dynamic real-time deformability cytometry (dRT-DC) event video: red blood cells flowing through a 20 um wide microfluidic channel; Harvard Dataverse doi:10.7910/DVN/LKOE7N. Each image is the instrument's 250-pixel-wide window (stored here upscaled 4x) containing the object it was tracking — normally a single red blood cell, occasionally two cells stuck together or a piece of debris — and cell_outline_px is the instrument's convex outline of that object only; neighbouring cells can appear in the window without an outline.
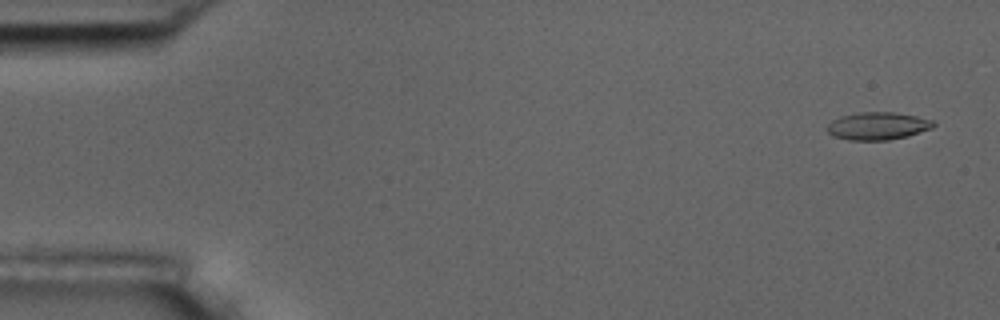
{"species": "common noctule bat (a hibernating species)", "species_latin": "Nyctalus noctula", "temperature_condition": "room temperature", "stored_images_in_passage": 56, "camera_frame_rate_fps": 3000, "um_per_image_px": 0.085, "animal": {"sex": "male", "body_mass_g": 17.5, "forearm_length_mm": 52.3}, "frame": {"image": 1, "passage_image": 3, "time_ms": 0.667, "image_size_px": [1000, 320], "cell_outline_px": [[936, 124], [932, 128], [908, 136], [888, 140], [848, 140], [832, 136], [828, 132], [828, 124], [832, 120], [840, 116], [856, 112], [892, 112], [916, 116], [932, 120]], "centroid_in_image_um": [74.59, 10.71], "position_along_channel_um": 10.4, "area_um2": 17.17}}
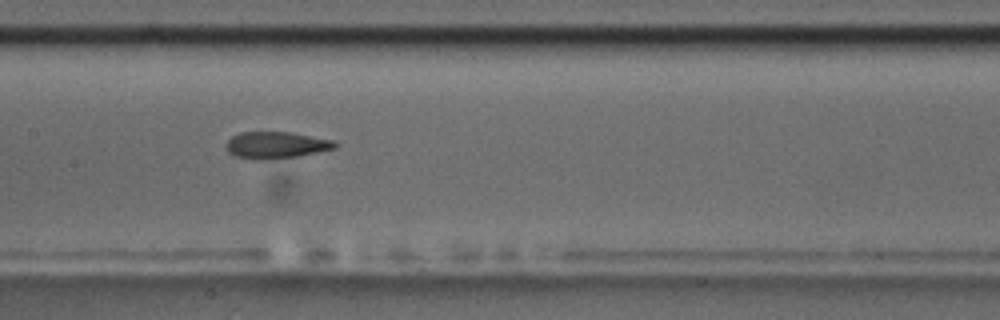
{"frame": {"image": 2, "passage_image": 28, "time_ms": 9.0, "image_size_px": [1000, 320], "cell_outline_px": [[340, 144], [336, 148], [300, 156], [264, 160], [252, 160], [236, 156], [228, 152], [228, 140], [232, 136], [240, 132], [292, 132], [336, 140]], "centroid_in_image_um": [23.54, 12.33], "position_along_channel_um": 183.9, "area_um2": 17.22}}
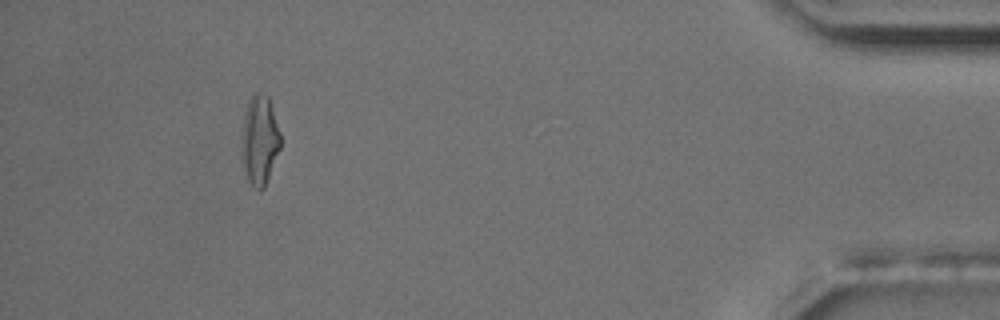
{"frame": {"image": 3, "passage_image": 52, "time_ms": 17.0, "image_size_px": [1000, 320], "cell_outline_px": [[280, 148], [264, 188], [260, 192], [248, 180], [244, 168], [244, 112], [248, 100], [256, 92], [268, 96], [280, 132]], "centroid_in_image_um": [22.11, 11.9], "position_along_channel_um": 413.1, "area_um2": 19.42}, "authors_computed_cell_mechanics": {"area_um2": 17.3111, "velocity_mm_per_s": 3.6419, "shape_relaxation_time_tau1_ms": 6.2879, "shape_relaxation_time_tau2_ms": 2.8296, "deformation_change_tau1": 0.1787, "deformation_change_tau2": 0.1126}}